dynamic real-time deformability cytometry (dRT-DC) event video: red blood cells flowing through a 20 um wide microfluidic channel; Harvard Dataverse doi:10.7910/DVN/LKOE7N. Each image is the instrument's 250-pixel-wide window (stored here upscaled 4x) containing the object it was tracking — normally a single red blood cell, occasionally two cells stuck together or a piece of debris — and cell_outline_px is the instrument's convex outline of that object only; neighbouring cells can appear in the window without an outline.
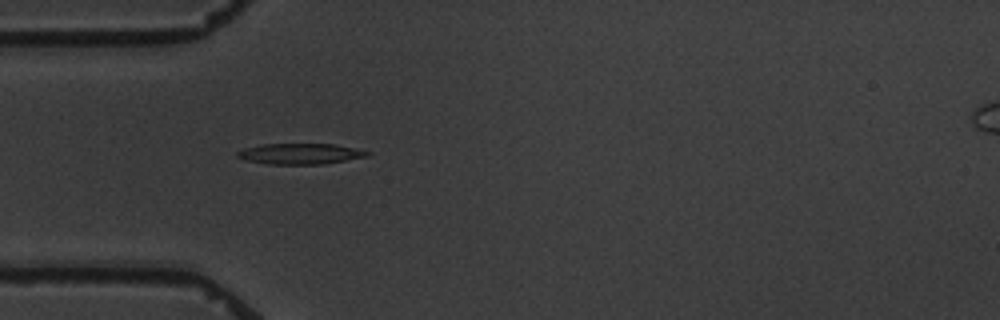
{"species": "common noctule bat (a hibernating species)", "species_latin": "Nyctalus noctula", "temperature_condition": "warm", "stored_images_in_passage": 3, "camera_frame_rate_fps": 3000, "um_per_image_px": 0.085, "animal": {"sex": "male", "body_mass_g": 19.5, "forearm_length_mm": 54.6}, "frame": {"image": 1, "passage_image": 2, "time_ms": 1.333, "image_size_px": [1000, 320], "cell_outline_px": [[372, 152], [368, 156], [324, 164], [268, 164], [244, 160], [236, 156], [236, 152], [244, 148], [260, 144], [336, 144]], "centroid_in_image_um": [25.49, 13.07], "position_along_channel_um": 59.5, "area_um2": 15.78}}
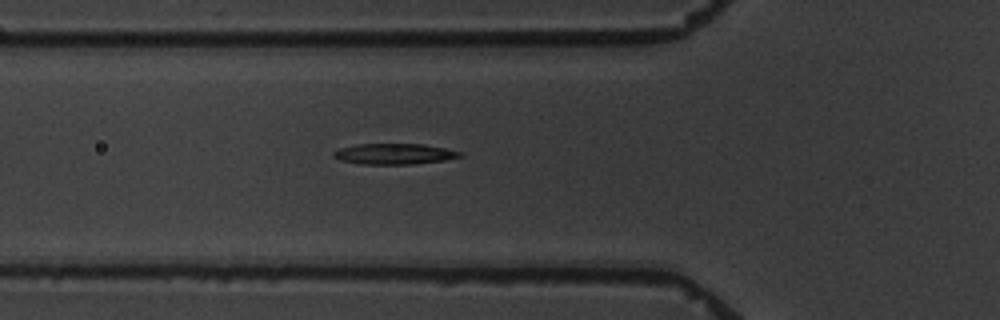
{"frame": {"image": 2, "passage_image": 3, "time_ms": 2.333, "image_size_px": [1000, 320], "cell_outline_px": [[464, 156], [444, 160], [416, 164], [360, 164], [340, 160], [332, 156], [332, 152], [340, 148], [356, 144], [424, 144], [444, 148], [460, 152]], "centroid_in_image_um": [33.49, 13.08], "position_along_channel_um": 92.3, "area_um2": 15.32}}